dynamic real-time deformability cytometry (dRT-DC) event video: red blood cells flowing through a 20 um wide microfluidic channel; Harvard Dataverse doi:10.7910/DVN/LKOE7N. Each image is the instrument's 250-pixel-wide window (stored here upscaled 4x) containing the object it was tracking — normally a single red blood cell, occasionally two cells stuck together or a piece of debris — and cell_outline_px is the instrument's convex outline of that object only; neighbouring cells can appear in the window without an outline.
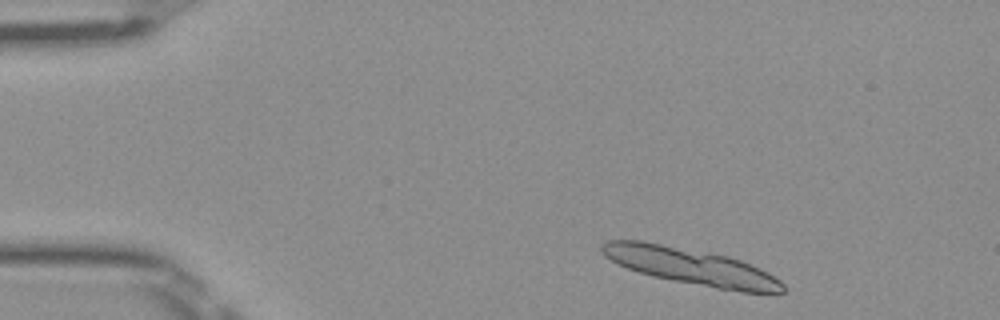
{"species": "Egyptian fruit bat (a non-hibernating species)", "species_latin": "Rousettus aegyptiacus", "temperature_condition": "room temperature", "stored_images_in_passage": 10, "camera_frame_rate_fps": 3000, "um_per_image_px": 0.085, "frame": {"image": 1, "passage_image": 2, "time_ms": 0.333, "image_size_px": [1000, 320], "cell_outline_px": [[784, 292], [744, 292], [716, 288], [672, 280], [652, 276], [616, 264], [604, 256], [600, 252], [600, 244], [608, 240], [640, 240], [728, 256], [740, 260], [760, 268], [768, 272], [780, 280], [784, 284]], "centroid_in_image_um": [58.68, 22.63], "position_along_channel_um": 26.3, "area_um2": 38.26}}